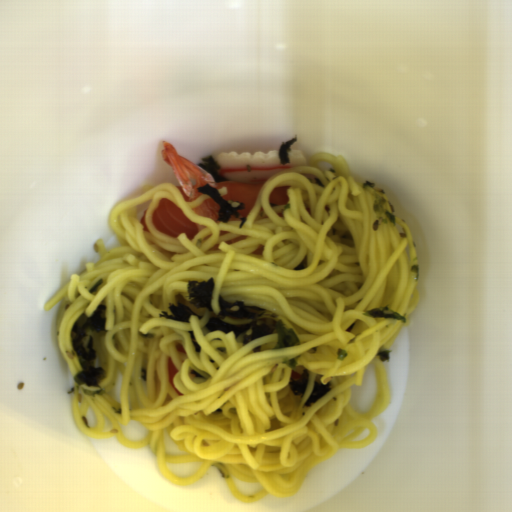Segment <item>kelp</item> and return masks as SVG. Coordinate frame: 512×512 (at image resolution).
Instances as JSON below:
<instances>
[{
	"instance_id": "obj_1",
	"label": "kelp",
	"mask_w": 512,
	"mask_h": 512,
	"mask_svg": "<svg viewBox=\"0 0 512 512\" xmlns=\"http://www.w3.org/2000/svg\"><path fill=\"white\" fill-rule=\"evenodd\" d=\"M218 304L220 313L218 317L209 318L205 324L208 330L222 331L224 334L233 331L235 337L243 336V344L273 332L277 334L275 348L299 344L295 331L286 328L280 317L262 306H247L239 301L230 303L220 294Z\"/></svg>"
},
{
	"instance_id": "obj_2",
	"label": "kelp",
	"mask_w": 512,
	"mask_h": 512,
	"mask_svg": "<svg viewBox=\"0 0 512 512\" xmlns=\"http://www.w3.org/2000/svg\"><path fill=\"white\" fill-rule=\"evenodd\" d=\"M107 307L100 304L91 315L84 312L79 315L70 329L72 357L76 358L81 369L73 378L74 386L66 394L81 392L83 395H103L106 390L101 386L108 374L103 367L96 365L97 353L94 351V335L105 333Z\"/></svg>"
},
{
	"instance_id": "obj_3",
	"label": "kelp",
	"mask_w": 512,
	"mask_h": 512,
	"mask_svg": "<svg viewBox=\"0 0 512 512\" xmlns=\"http://www.w3.org/2000/svg\"><path fill=\"white\" fill-rule=\"evenodd\" d=\"M362 188L374 193L373 213L375 220L372 228L375 231L381 224L397 226L395 206L388 195L371 181H365Z\"/></svg>"
},
{
	"instance_id": "obj_4",
	"label": "kelp",
	"mask_w": 512,
	"mask_h": 512,
	"mask_svg": "<svg viewBox=\"0 0 512 512\" xmlns=\"http://www.w3.org/2000/svg\"><path fill=\"white\" fill-rule=\"evenodd\" d=\"M196 191L203 195H208L219 205V209L217 210V221L227 223L230 217H238L241 220L238 228L241 229L244 227L248 217L242 214L240 210L245 208V204L236 201H226L223 195L216 190L215 187H212L210 183L201 188H197Z\"/></svg>"
},
{
	"instance_id": "obj_5",
	"label": "kelp",
	"mask_w": 512,
	"mask_h": 512,
	"mask_svg": "<svg viewBox=\"0 0 512 512\" xmlns=\"http://www.w3.org/2000/svg\"><path fill=\"white\" fill-rule=\"evenodd\" d=\"M214 288L215 282L212 276L202 281H188L186 284V292L190 304L194 308L214 312L211 307Z\"/></svg>"
},
{
	"instance_id": "obj_6",
	"label": "kelp",
	"mask_w": 512,
	"mask_h": 512,
	"mask_svg": "<svg viewBox=\"0 0 512 512\" xmlns=\"http://www.w3.org/2000/svg\"><path fill=\"white\" fill-rule=\"evenodd\" d=\"M167 309L168 311H161L159 313V318L186 323H190V316H195L200 320L203 318V315L196 313L190 307L180 301L177 305L174 303L169 304Z\"/></svg>"
},
{
	"instance_id": "obj_7",
	"label": "kelp",
	"mask_w": 512,
	"mask_h": 512,
	"mask_svg": "<svg viewBox=\"0 0 512 512\" xmlns=\"http://www.w3.org/2000/svg\"><path fill=\"white\" fill-rule=\"evenodd\" d=\"M363 315L380 319L396 320L406 325L407 318L390 307H376L367 310Z\"/></svg>"
},
{
	"instance_id": "obj_8",
	"label": "kelp",
	"mask_w": 512,
	"mask_h": 512,
	"mask_svg": "<svg viewBox=\"0 0 512 512\" xmlns=\"http://www.w3.org/2000/svg\"><path fill=\"white\" fill-rule=\"evenodd\" d=\"M310 375L308 369L301 370L297 378H291L288 382V387L293 396H300L303 398L309 384Z\"/></svg>"
},
{
	"instance_id": "obj_9",
	"label": "kelp",
	"mask_w": 512,
	"mask_h": 512,
	"mask_svg": "<svg viewBox=\"0 0 512 512\" xmlns=\"http://www.w3.org/2000/svg\"><path fill=\"white\" fill-rule=\"evenodd\" d=\"M198 167L209 173L216 183L230 181L228 178L220 174L219 170L221 167L211 155L203 157L201 159V163H198Z\"/></svg>"
},
{
	"instance_id": "obj_10",
	"label": "kelp",
	"mask_w": 512,
	"mask_h": 512,
	"mask_svg": "<svg viewBox=\"0 0 512 512\" xmlns=\"http://www.w3.org/2000/svg\"><path fill=\"white\" fill-rule=\"evenodd\" d=\"M332 390V385L329 384H319L314 380L313 385L311 387L308 398L303 406L312 407L316 402L322 399L327 393Z\"/></svg>"
},
{
	"instance_id": "obj_11",
	"label": "kelp",
	"mask_w": 512,
	"mask_h": 512,
	"mask_svg": "<svg viewBox=\"0 0 512 512\" xmlns=\"http://www.w3.org/2000/svg\"><path fill=\"white\" fill-rule=\"evenodd\" d=\"M297 141H298L297 137L294 136L291 139L284 141L283 143L280 144V146L278 148V158H279L281 164H284V165L288 164V162L290 160L288 154L291 150L292 145Z\"/></svg>"
},
{
	"instance_id": "obj_12",
	"label": "kelp",
	"mask_w": 512,
	"mask_h": 512,
	"mask_svg": "<svg viewBox=\"0 0 512 512\" xmlns=\"http://www.w3.org/2000/svg\"><path fill=\"white\" fill-rule=\"evenodd\" d=\"M391 351L392 350L388 349L383 345L379 347L376 354L379 356L382 362H389Z\"/></svg>"
},
{
	"instance_id": "obj_13",
	"label": "kelp",
	"mask_w": 512,
	"mask_h": 512,
	"mask_svg": "<svg viewBox=\"0 0 512 512\" xmlns=\"http://www.w3.org/2000/svg\"><path fill=\"white\" fill-rule=\"evenodd\" d=\"M302 357L300 355H297L295 356L294 358L292 359H289V360H286V361H283V365H285L286 367L288 368H291V369H296L297 365H298V362L299 360L301 359Z\"/></svg>"
},
{
	"instance_id": "obj_14",
	"label": "kelp",
	"mask_w": 512,
	"mask_h": 512,
	"mask_svg": "<svg viewBox=\"0 0 512 512\" xmlns=\"http://www.w3.org/2000/svg\"><path fill=\"white\" fill-rule=\"evenodd\" d=\"M188 333H189L190 338L192 340L194 352H196L198 354L199 352H201V347H200L199 343L196 340L195 332H193L191 330V331H188Z\"/></svg>"
},
{
	"instance_id": "obj_15",
	"label": "kelp",
	"mask_w": 512,
	"mask_h": 512,
	"mask_svg": "<svg viewBox=\"0 0 512 512\" xmlns=\"http://www.w3.org/2000/svg\"><path fill=\"white\" fill-rule=\"evenodd\" d=\"M348 353H347V350H344V349H338L337 353H336V356H337V359H339L340 361H344L345 358L347 357Z\"/></svg>"
},
{
	"instance_id": "obj_16",
	"label": "kelp",
	"mask_w": 512,
	"mask_h": 512,
	"mask_svg": "<svg viewBox=\"0 0 512 512\" xmlns=\"http://www.w3.org/2000/svg\"><path fill=\"white\" fill-rule=\"evenodd\" d=\"M190 375H192L193 377L195 378H205L204 376H202L201 374H199L197 371H195L194 369H190V372H189Z\"/></svg>"
}]
</instances>
